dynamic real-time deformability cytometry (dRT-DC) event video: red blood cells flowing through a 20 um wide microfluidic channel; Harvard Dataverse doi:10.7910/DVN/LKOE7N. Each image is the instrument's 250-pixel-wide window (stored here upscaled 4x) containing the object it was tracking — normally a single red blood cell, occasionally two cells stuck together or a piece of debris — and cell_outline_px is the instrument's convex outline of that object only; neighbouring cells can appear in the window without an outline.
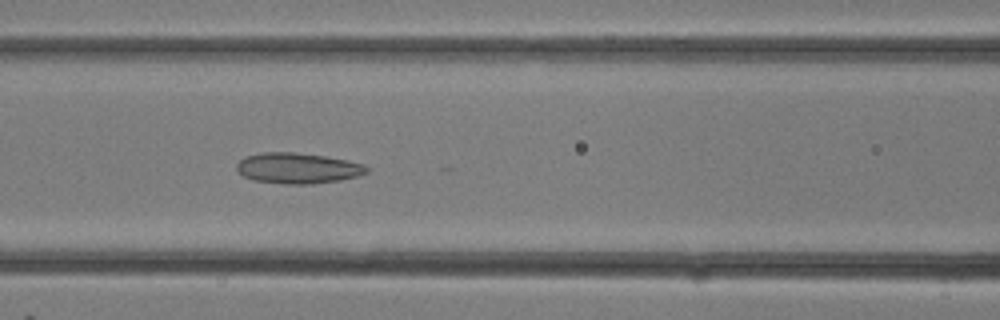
{"species": "common noctule bat (a hibernating species)", "species_latin": "Nyctalus noctula", "temperature_condition": "room temperature", "stored_images_in_passage": 23, "camera_frame_rate_fps": 3000, "um_per_image_px": 0.085, "animal": {"sex": "female"}, "frame": {"image": 1, "passage_image": 7, "time_ms": 2.0, "image_size_px": [1000, 320], "cell_outline_px": [[368, 172], [356, 176], [340, 180], [312, 184], [284, 184], [256, 180], [244, 176], [236, 168], [236, 164], [244, 156], [264, 152], [292, 152], [324, 156], [348, 160], [364, 164], [368, 168]], "centroid_in_image_um": [25.31, 14.29], "position_along_channel_um": 141.3, "area_um2": 23.12}}
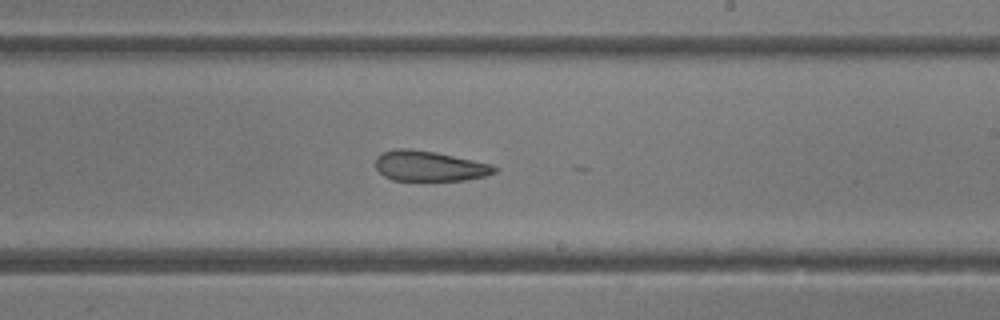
{"frame": {"image": 2, "passage_image": 12, "time_ms": 3.667, "image_size_px": [1000, 320], "cell_outline_px": [[500, 168], [496, 172], [488, 176], [464, 180], [392, 180], [384, 176], [376, 168], [376, 156], [380, 152], [396, 148], [412, 148], [436, 152], [492, 164]], "centroid_in_image_um": [36.51, 14.1], "position_along_channel_um": 252.5, "area_um2": 21.27}}
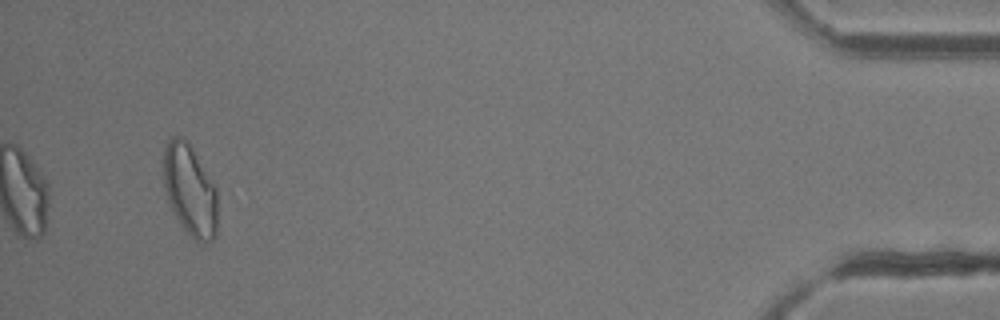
{"frame": {"image": 3, "passage_image": 23, "time_ms": 7.333, "image_size_px": [1000, 320], "cell_outline_px": [[216, 236], [208, 244], [200, 244], [192, 240], [176, 220], [168, 200], [164, 184], [164, 148], [168, 140], [172, 136], [184, 136], [188, 140], [216, 188]], "centroid_in_image_um": [16.14, 16.21], "position_along_channel_um": 419.1, "area_um2": 29.13}}